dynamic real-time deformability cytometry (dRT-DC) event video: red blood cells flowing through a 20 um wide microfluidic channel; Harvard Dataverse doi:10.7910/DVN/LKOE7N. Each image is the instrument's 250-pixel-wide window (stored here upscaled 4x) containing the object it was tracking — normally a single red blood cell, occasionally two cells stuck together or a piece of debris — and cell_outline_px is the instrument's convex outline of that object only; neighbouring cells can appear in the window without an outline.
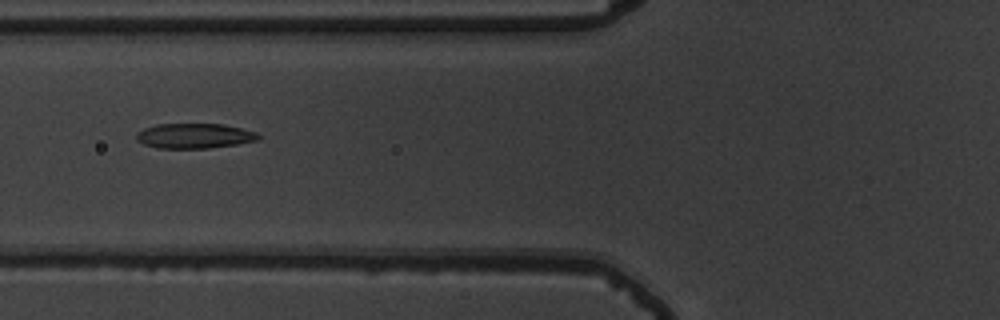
{"species": "common noctule bat (a hibernating species)", "species_latin": "Nyctalus noctula", "temperature_condition": "warm", "stored_images_in_passage": 39, "camera_frame_rate_fps": 3000, "um_per_image_px": 0.085, "animal": {"sex": "male", "body_mass_g": 19.5, "forearm_length_mm": 54.6}, "frame": {"image": 1, "passage_image": 6, "time_ms": 1.667, "image_size_px": [1000, 320], "cell_outline_px": [[260, 140], [236, 144], [208, 148], [156, 148], [144, 144], [136, 140], [136, 132], [144, 128], [156, 124], [224, 124], [256, 132], [260, 136]], "centroid_in_image_um": [16.5, 11.55], "position_along_channel_um": 109.3, "area_um2": 17.8}}
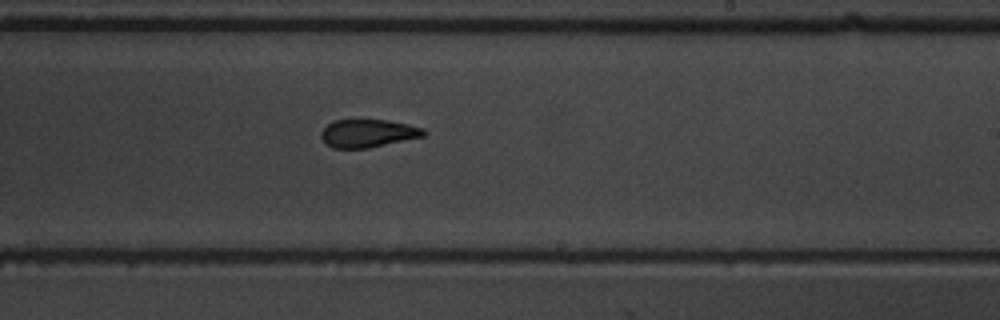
{"frame": {"image": 2, "passage_image": 18, "time_ms": 5.667, "image_size_px": [1000, 320], "cell_outline_px": [[428, 132], [424, 136], [368, 148], [332, 148], [324, 144], [320, 136], [320, 132], [332, 120], [388, 120], [408, 124], [424, 128]], "centroid_in_image_um": [31.25, 11.33], "position_along_channel_um": 257.7, "area_um2": 16.88}}
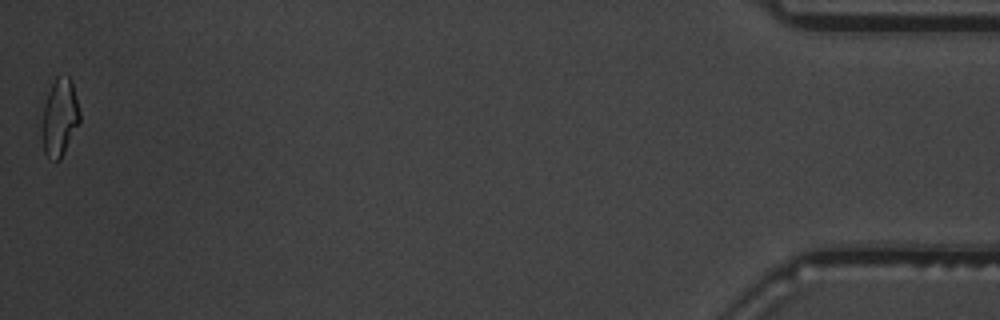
{"frame": {"image": 3, "passage_image": 39, "time_ms": 12.667, "image_size_px": [1000, 320], "cell_outline_px": [[80, 120], [60, 160], [56, 164], [48, 160], [44, 152], [40, 136], [44, 104], [48, 92], [56, 76], [68, 76], [72, 80], [80, 112]], "centroid_in_image_um": [5.04, 10.04], "position_along_channel_um": 430.2, "area_um2": 17.4}, "authors_computed_cell_mechanics": {"area_um2": 17.629, "velocity_mm_per_s": 3.7159, "shape_relaxation_time_tau1_ms": 8.1086, "shape_relaxation_time_tau2_ms": 1.7359, "deformation_change_tau1": 0.2246, "deformation_change_tau2": 0.0924}}